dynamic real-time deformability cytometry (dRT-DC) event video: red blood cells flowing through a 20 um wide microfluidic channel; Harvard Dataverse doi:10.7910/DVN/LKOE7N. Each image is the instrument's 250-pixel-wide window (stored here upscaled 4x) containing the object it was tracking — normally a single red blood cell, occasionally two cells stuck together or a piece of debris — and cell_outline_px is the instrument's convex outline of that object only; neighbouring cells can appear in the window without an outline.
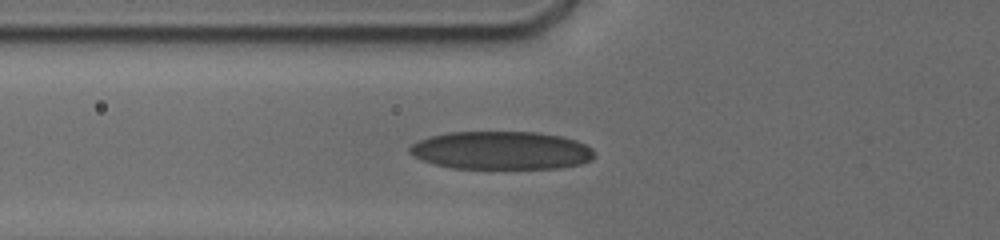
{"species": "human", "species_latin": "Homo sapiens", "temperature_condition": "cold", "stored_images_in_passage": 14, "camera_frame_rate_fps": 3000, "um_per_image_px": 0.085, "donor": {"sex": "male"}, "frame": {"image": 1, "passage_image": 12, "time_ms": 7.0, "image_size_px": [1000, 240], "cell_outline_px": [[592, 160], [580, 164], [560, 168], [452, 168], [436, 164], [424, 160], [408, 152], [408, 148], [412, 144], [428, 136], [448, 132], [536, 132], [560, 136], [576, 140], [592, 148]], "centroid_in_image_um": [42.6, 12.78], "position_along_channel_um": 83.2, "area_um2": 40.86}}
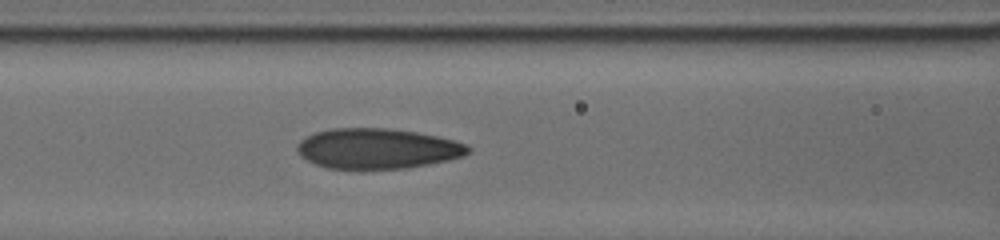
{"frame": {"image": 2, "passage_image": 14, "time_ms": 8.333, "image_size_px": [1000, 240], "cell_outline_px": [[472, 152], [464, 156], [448, 160], [408, 168], [328, 168], [316, 164], [300, 156], [296, 148], [300, 140], [316, 132], [332, 128], [388, 128], [416, 132], [456, 140], [468, 144], [472, 148]], "centroid_in_image_um": [32.13, 12.62], "position_along_channel_um": 134.5, "area_um2": 40.11}}